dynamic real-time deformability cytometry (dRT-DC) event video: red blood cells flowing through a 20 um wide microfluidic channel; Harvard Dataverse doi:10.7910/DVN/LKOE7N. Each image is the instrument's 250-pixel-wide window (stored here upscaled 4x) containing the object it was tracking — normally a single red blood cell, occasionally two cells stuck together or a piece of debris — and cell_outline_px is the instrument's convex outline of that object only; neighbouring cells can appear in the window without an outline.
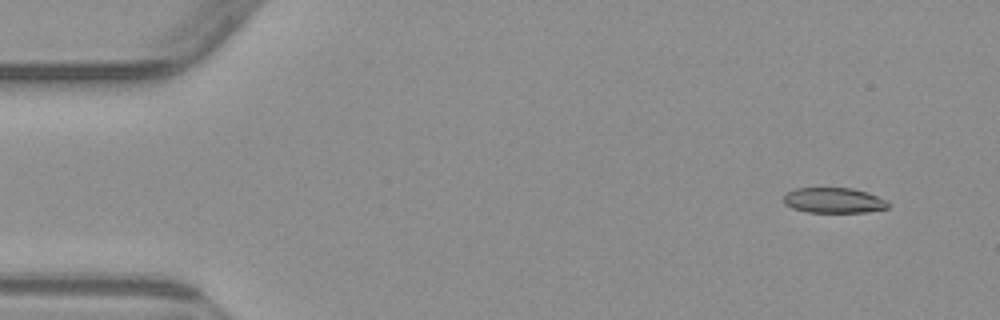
{"species": "common noctule bat (a hibernating species)", "species_latin": "Nyctalus noctula", "temperature_condition": "warm", "stored_images_in_passage": 5, "camera_frame_rate_fps": 3000, "um_per_image_px": 0.085, "animal": {"sex": "male", "body_mass_g": 23.1, "forearm_length_mm": 52.7}, "frame": {"image": 1, "passage_image": 1, "time_ms": 0.0, "image_size_px": [1000, 320], "cell_outline_px": [[888, 208], [864, 212], [808, 212], [792, 208], [784, 204], [784, 196], [788, 192], [796, 188], [852, 188], [868, 192], [884, 200], [888, 204]], "centroid_in_image_um": [70.84, 17.03], "position_along_channel_um": 14.2, "area_um2": 15.26}}
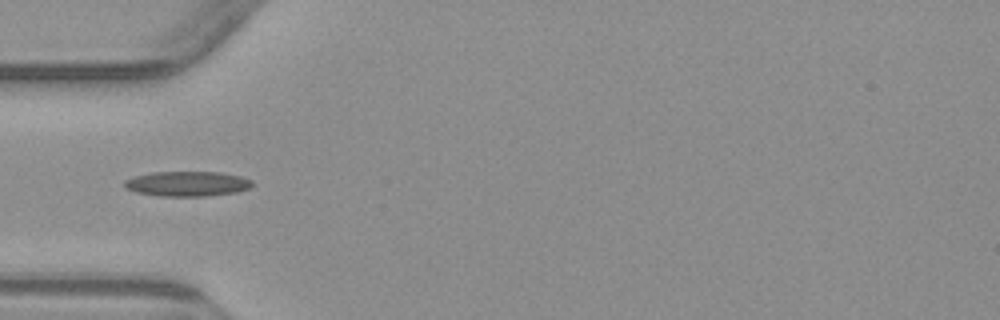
{"frame": {"image": 2, "passage_image": 4, "time_ms": 4.333, "image_size_px": [1000, 320], "cell_outline_px": [[252, 184], [248, 188], [236, 192], [204, 196], [160, 196], [136, 192], [124, 188], [124, 180], [132, 176], [152, 172], [220, 172], [240, 176], [252, 180]], "centroid_in_image_um": [15.86, 15.61], "position_along_channel_um": 69.1, "area_um2": 18.61}}
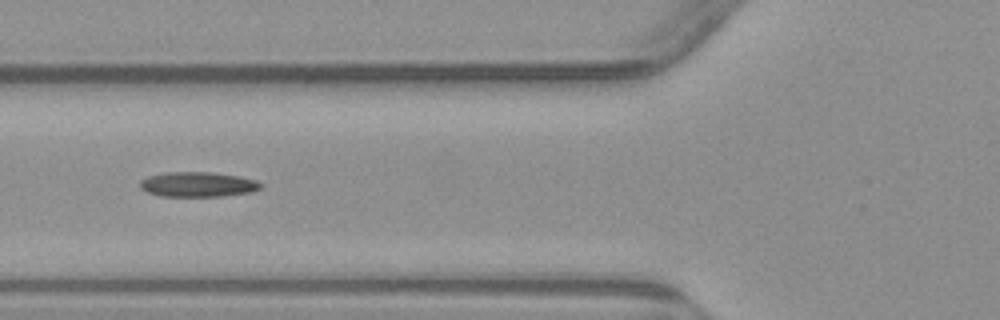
{"frame": {"image": 3, "passage_image": 5, "time_ms": 5.333, "image_size_px": [1000, 320], "cell_outline_px": [[264, 184], [260, 188], [252, 192], [224, 196], [160, 196], [148, 192], [140, 188], [140, 180], [148, 176], [164, 172], [212, 172], [240, 176], [256, 180]], "centroid_in_image_um": [16.83, 15.67], "position_along_channel_um": 109.0, "area_um2": 17.69}}